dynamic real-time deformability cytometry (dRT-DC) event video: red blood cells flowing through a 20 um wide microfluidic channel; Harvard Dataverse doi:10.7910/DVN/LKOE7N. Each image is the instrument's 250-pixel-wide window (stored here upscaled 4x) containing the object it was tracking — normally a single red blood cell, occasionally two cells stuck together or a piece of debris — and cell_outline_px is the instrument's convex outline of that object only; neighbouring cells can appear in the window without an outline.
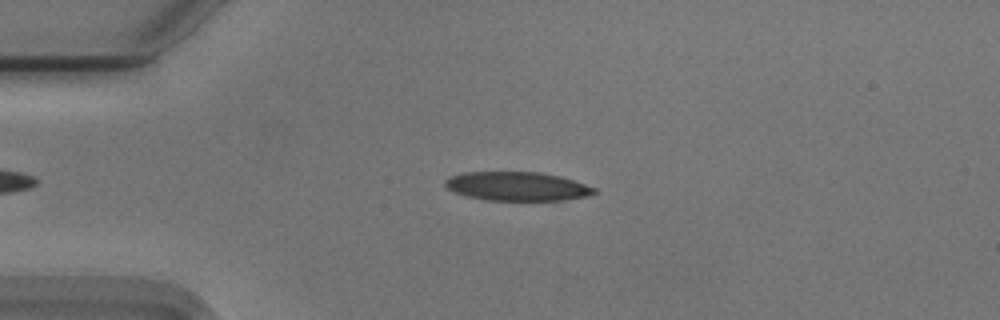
{"species": "Egyptian fruit bat (a non-hibernating species)", "species_latin": "Rousettus aegyptiacus", "temperature_condition": "cold", "stored_images_in_passage": 23, "camera_frame_rate_fps": 3000, "um_per_image_px": 0.085, "animal": {"sex": "male"}, "frame": {"image": 1, "passage_image": 12, "time_ms": 3.667, "image_size_px": [1000, 320], "cell_outline_px": [[596, 192], [588, 196], [564, 200], [488, 200], [468, 196], [456, 192], [448, 188], [444, 184], [444, 180], [448, 176], [464, 172], [540, 172], [560, 176], [596, 188]], "centroid_in_image_um": [43.95, 15.83], "position_along_channel_um": 41.1, "area_um2": 24.97}}
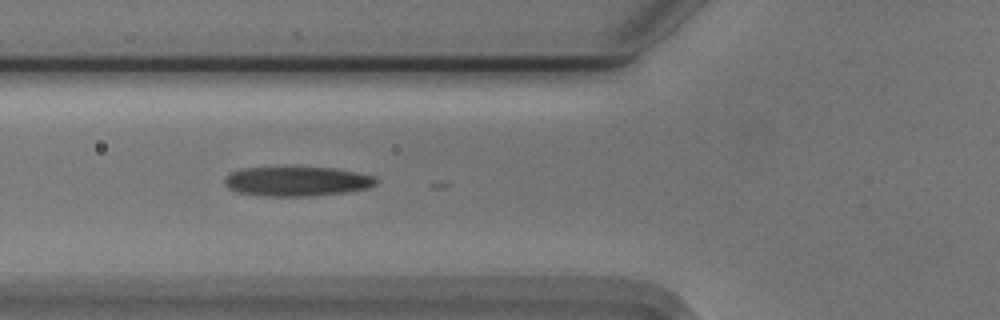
{"frame": {"image": 2, "passage_image": 19, "time_ms": 6.0, "image_size_px": [1000, 320], "cell_outline_px": [[380, 180], [376, 184], [368, 188], [348, 192], [308, 196], [264, 196], [236, 192], [228, 188], [224, 184], [224, 176], [240, 168], [332, 168], [356, 172], [376, 176]], "centroid_in_image_um": [25.24, 15.42], "position_along_channel_um": 100.6, "area_um2": 26.13}}
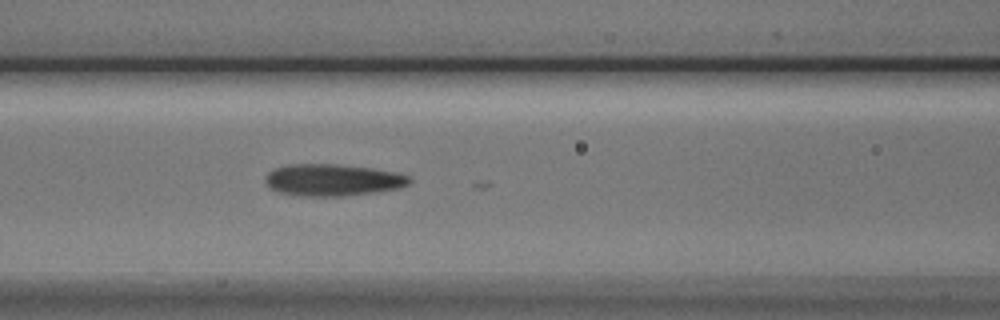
{"frame": {"image": 3, "passage_image": 22, "time_ms": 7.0, "image_size_px": [1000, 320], "cell_outline_px": [[412, 180], [408, 184], [400, 188], [344, 196], [300, 196], [280, 192], [268, 188], [264, 180], [264, 176], [268, 172], [276, 168], [292, 164], [336, 164], [372, 168], [392, 172], [408, 176]], "centroid_in_image_um": [28.22, 15.3], "position_along_channel_um": 138.4, "area_um2": 26.65}}